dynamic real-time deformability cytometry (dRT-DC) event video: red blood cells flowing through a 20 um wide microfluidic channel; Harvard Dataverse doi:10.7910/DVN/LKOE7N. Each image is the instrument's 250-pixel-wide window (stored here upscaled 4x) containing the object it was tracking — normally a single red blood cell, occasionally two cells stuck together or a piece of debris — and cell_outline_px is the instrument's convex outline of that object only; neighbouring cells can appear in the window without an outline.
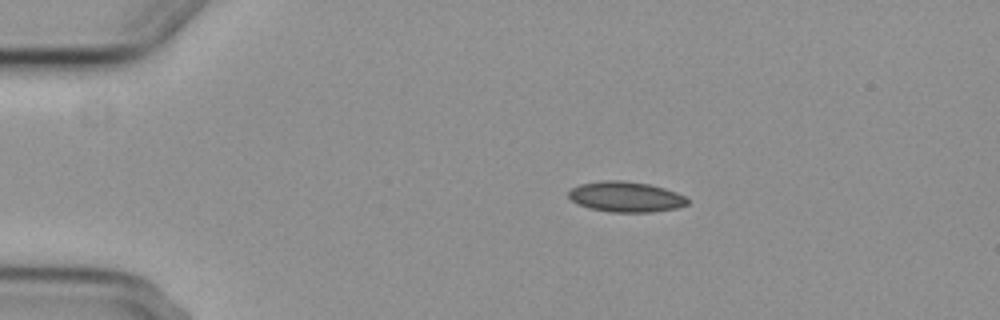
{"species": "common noctule bat (a hibernating species)", "species_latin": "Nyctalus noctula", "temperature_condition": "cold", "stored_images_in_passage": 4, "camera_frame_rate_fps": 3000, "um_per_image_px": 0.085, "animal": {"sex": "female", "body_mass_g": 29.2, "forearm_length_mm": 56.3}, "frame": {"image": 1, "passage_image": 3, "time_ms": 2.333, "image_size_px": [1000, 320], "cell_outline_px": [[688, 204], [676, 208], [652, 212], [612, 212], [588, 208], [572, 200], [568, 196], [568, 192], [572, 188], [580, 184], [604, 180], [620, 180], [648, 184], [664, 188], [676, 192], [684, 196], [688, 200]], "centroid_in_image_um": [53.19, 16.73], "position_along_channel_um": 31.8, "area_um2": 20.92}}